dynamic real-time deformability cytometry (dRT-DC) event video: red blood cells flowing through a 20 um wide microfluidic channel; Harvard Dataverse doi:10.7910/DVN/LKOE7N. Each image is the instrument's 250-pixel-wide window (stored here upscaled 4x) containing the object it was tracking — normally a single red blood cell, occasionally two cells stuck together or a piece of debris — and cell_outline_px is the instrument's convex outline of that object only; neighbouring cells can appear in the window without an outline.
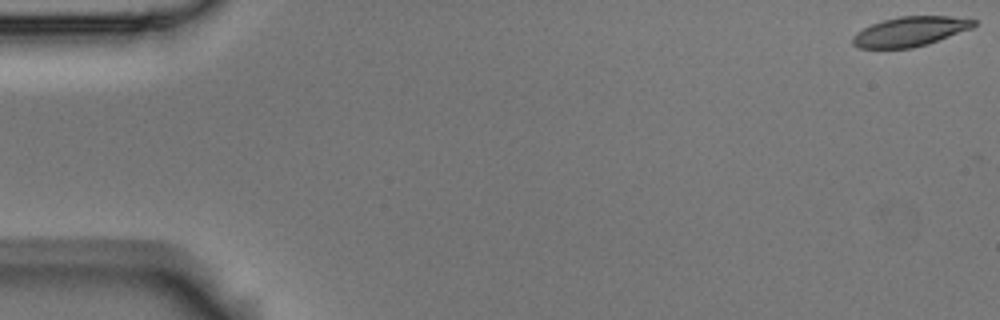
{"species": "Egyptian fruit bat (a non-hibernating species)", "species_latin": "Rousettus aegyptiacus", "temperature_condition": "room temperature", "stored_images_in_passage": 11, "camera_frame_rate_fps": 3000, "um_per_image_px": 0.085, "animal": {"sex": "male"}, "frame": {"image": 1, "passage_image": 1, "time_ms": 0.0, "image_size_px": [1000, 320], "cell_outline_px": [[976, 24], [972, 28], [928, 44], [912, 48], [860, 48], [852, 44], [852, 36], [856, 32], [872, 24], [884, 20], [900, 16], [948, 16], [976, 20]], "centroid_in_image_um": [77.35, 2.68], "position_along_channel_um": 7.7, "area_um2": 20.81}}
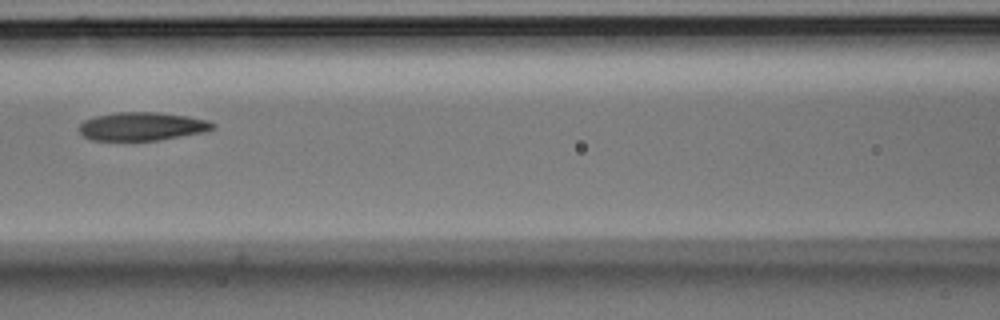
{"frame": {"image": 2, "passage_image": 7, "time_ms": 2.0, "image_size_px": [1000, 320], "cell_outline_px": [[216, 128], [204, 132], [156, 140], [92, 140], [84, 136], [80, 132], [80, 124], [84, 120], [96, 116], [116, 112], [156, 112], [184, 116], [208, 120], [216, 124]], "centroid_in_image_um": [12.08, 10.74], "position_along_channel_um": 154.5, "area_um2": 21.85}}
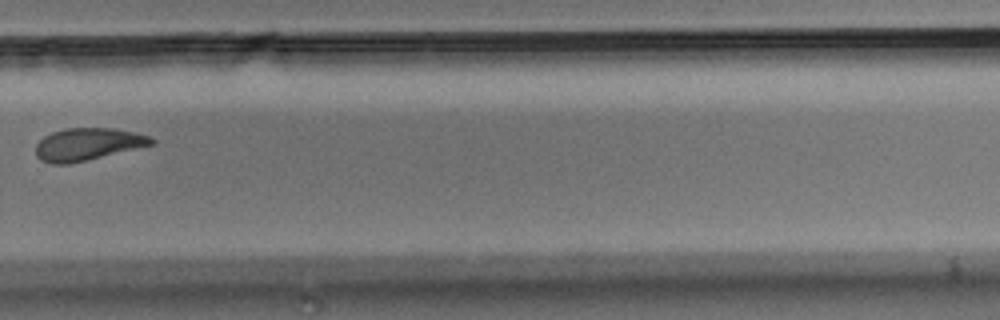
{"frame": {"image": 3, "passage_image": 11, "time_ms": 3.333, "image_size_px": [1000, 320], "cell_outline_px": [[156, 144], [88, 160], [68, 164], [52, 164], [40, 160], [36, 156], [36, 144], [44, 136], [52, 132], [64, 128], [116, 128], [136, 132], [152, 136], [156, 140]], "centroid_in_image_um": [7.5, 12.25], "position_along_channel_um": 322.3, "area_um2": 22.2}}